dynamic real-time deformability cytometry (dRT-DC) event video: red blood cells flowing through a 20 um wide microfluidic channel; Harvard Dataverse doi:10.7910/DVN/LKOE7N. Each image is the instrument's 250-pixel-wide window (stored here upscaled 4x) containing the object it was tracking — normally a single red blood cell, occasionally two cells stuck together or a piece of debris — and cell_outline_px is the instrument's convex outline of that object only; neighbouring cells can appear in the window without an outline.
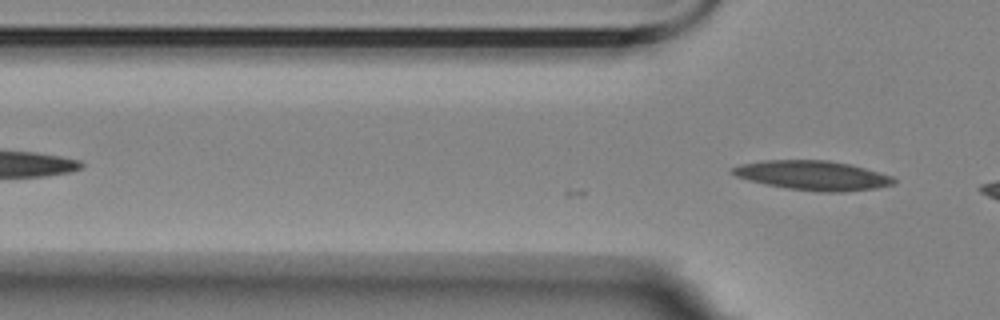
{"species": "Egyptian fruit bat (a non-hibernating species)", "species_latin": "Rousettus aegyptiacus", "temperature_condition": "room temperature", "stored_images_in_passage": 11, "camera_frame_rate_fps": 3000, "um_per_image_px": 0.085, "animal": {"sex": "female"}, "frame": {"image": 1, "passage_image": 11, "time_ms": 3.333, "image_size_px": [1000, 320], "cell_outline_px": [[896, 184], [876, 188], [844, 192], [820, 192], [788, 188], [748, 180], [736, 176], [732, 172], [732, 168], [740, 164], [760, 160], [828, 160], [848, 164], [864, 168], [892, 176], [896, 180]], "centroid_in_image_um": [69.1, 14.91], "position_along_channel_um": 56.7, "area_um2": 27.51}}